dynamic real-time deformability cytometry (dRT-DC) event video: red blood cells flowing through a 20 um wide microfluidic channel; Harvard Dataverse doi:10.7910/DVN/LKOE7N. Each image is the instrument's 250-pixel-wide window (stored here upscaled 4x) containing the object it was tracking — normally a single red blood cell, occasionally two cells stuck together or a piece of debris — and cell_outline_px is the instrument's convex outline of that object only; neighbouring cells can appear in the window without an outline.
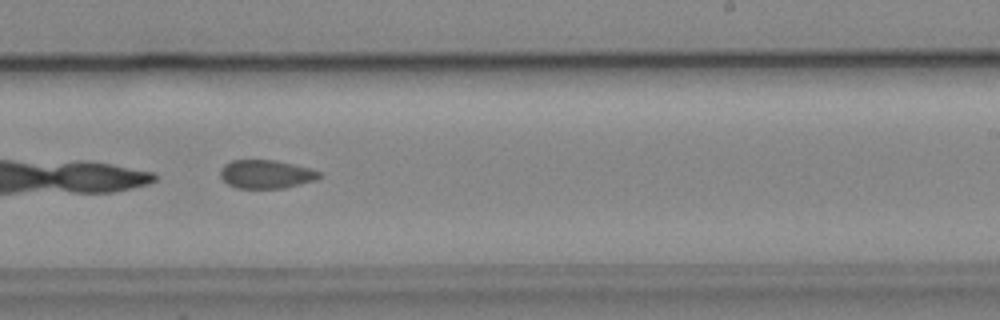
{"species": "common noctule bat (a hibernating species)", "species_latin": "Nyctalus noctula", "temperature_condition": "cold", "stored_images_in_passage": 35, "camera_frame_rate_fps": 3000, "um_per_image_px": 0.085, "animal": {"sex": "male", "body_mass_g": 19.2, "forearm_length_mm": 51.8}, "frame": {"image": 1, "passage_image": 20, "time_ms": 6.333, "image_size_px": [1000, 320], "cell_outline_px": [[320, 176], [316, 180], [284, 188], [236, 188], [228, 184], [220, 176], [220, 168], [224, 164], [232, 160], [276, 160], [312, 168], [320, 172]], "centroid_in_image_um": [22.62, 14.8], "position_along_channel_um": 266.4, "area_um2": 16.53}, "authors_computed_cell_mechanics": {"area_um2": 17.2244, "velocity_mm_per_s": 3.9016, "shape_relaxation_time_tau1_ms": null, "shape_relaxation_time_tau2_ms": 2.3607, "deformation_change_tau1": null, "deformation_change_tau2": 0.0639}}